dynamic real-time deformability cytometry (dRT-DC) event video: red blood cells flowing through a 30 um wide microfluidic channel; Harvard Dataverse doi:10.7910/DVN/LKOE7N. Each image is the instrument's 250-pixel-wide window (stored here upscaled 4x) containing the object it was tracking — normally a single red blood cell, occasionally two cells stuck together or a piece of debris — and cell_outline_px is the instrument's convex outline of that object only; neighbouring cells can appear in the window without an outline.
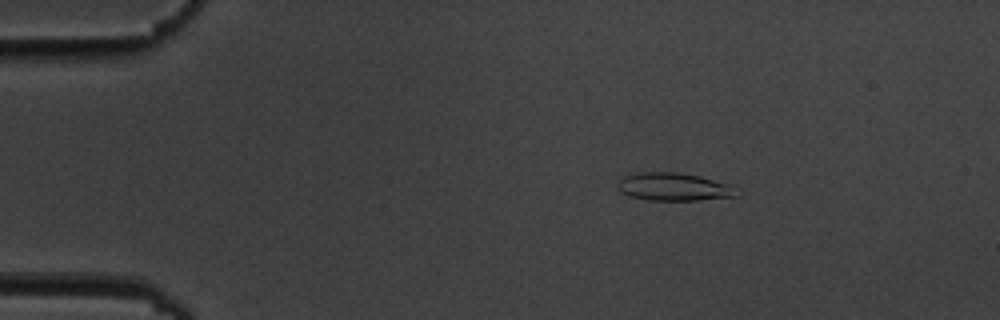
{"species": "common noctule bat (a hibernating species)", "species_latin": "Nyctalus noctula", "temperature_condition": "cold", "stored_images_in_passage": 4, "camera_frame_rate_fps": 3000, "um_per_image_px": 0.085, "animal": {"sex": "male", "body_mass_g": 19.5, "forearm_length_mm": 54.6}, "frame": {"image": 1, "passage_image": 2, "time_ms": 1.333, "image_size_px": [1000, 320], "cell_outline_px": [[740, 196], [700, 200], [648, 200], [628, 196], [620, 192], [616, 184], [624, 176], [636, 172], [676, 172], [700, 176], [728, 184]], "centroid_in_image_um": [57.21, 15.88], "position_along_channel_um": 27.8, "area_um2": 19.36}}